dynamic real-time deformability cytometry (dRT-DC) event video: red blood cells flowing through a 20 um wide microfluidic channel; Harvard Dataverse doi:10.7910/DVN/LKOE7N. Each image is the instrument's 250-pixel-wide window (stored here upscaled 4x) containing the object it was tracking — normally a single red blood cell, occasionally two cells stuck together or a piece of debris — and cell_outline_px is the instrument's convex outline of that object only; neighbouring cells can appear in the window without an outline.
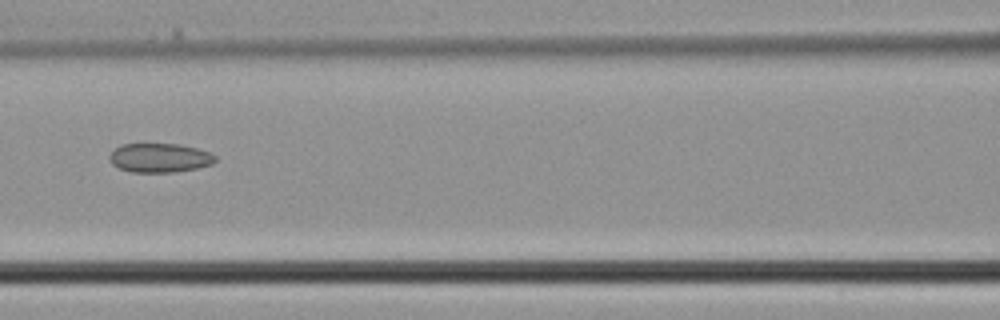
{"species": "common noctule bat (a hibernating species)", "species_latin": "Nyctalus noctula", "temperature_condition": "cold", "stored_images_in_passage": 3, "camera_frame_rate_fps": 3000, "um_per_image_px": 0.085, "animal": {"sex": "male", "body_mass_g": 21.5, "forearm_length_mm": 52.0}, "frame": {"image": 1, "passage_image": 3, "time_ms": 0.667, "image_size_px": [1000, 320], "cell_outline_px": [[216, 160], [212, 164], [196, 168], [172, 172], [132, 172], [120, 168], [112, 164], [108, 156], [120, 144], [180, 144], [196, 148], [208, 152], [216, 156]], "centroid_in_image_um": [13.56, 13.41], "position_along_channel_um": 153.0, "area_um2": 17.8}}